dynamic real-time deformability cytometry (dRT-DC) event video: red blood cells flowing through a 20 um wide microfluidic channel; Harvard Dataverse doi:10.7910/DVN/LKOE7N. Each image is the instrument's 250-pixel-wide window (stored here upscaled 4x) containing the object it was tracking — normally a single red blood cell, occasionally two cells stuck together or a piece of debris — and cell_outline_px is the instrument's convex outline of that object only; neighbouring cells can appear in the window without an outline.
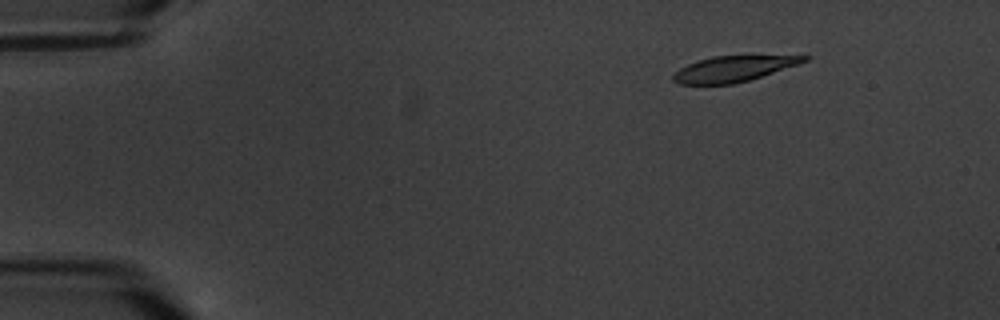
{"species": "common noctule bat (a hibernating species)", "species_latin": "Nyctalus noctula", "temperature_condition": "warm", "stored_images_in_passage": 5, "camera_frame_rate_fps": 3000, "um_per_image_px": 0.085, "animal": {"sex": "male", "body_mass_g": 20.1, "forearm_length_mm": 53.5}, "frame": {"image": 1, "passage_image": 3, "time_ms": 2.333, "image_size_px": [1000, 320], "cell_outline_px": [[812, 56], [808, 60], [748, 80], [732, 84], [680, 84], [672, 80], [672, 76], [680, 68], [688, 64], [712, 56], [752, 52]], "centroid_in_image_um": [62.43, 5.77], "position_along_channel_um": 22.6, "area_um2": 20.4}}
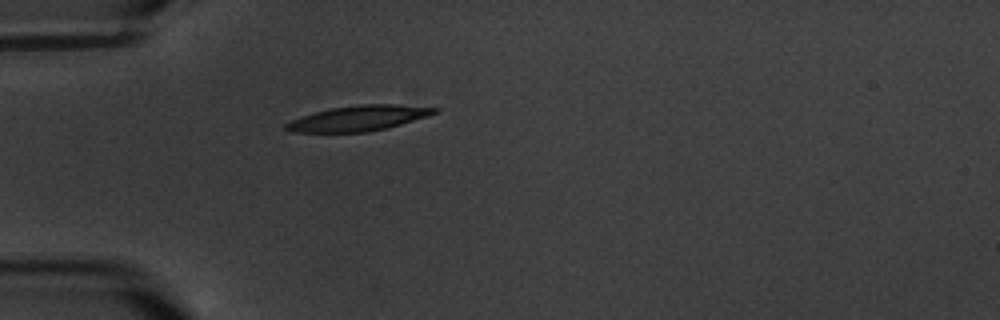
{"frame": {"image": 2, "passage_image": 5, "time_ms": 5.667, "image_size_px": [1000, 320], "cell_outline_px": [[440, 112], [428, 116], [388, 128], [364, 132], [292, 132], [284, 128], [284, 124], [292, 120], [316, 112], [332, 108], [360, 104], [396, 104], [440, 108]], "centroid_in_image_um": [30.54, 10.05], "position_along_channel_um": 54.5, "area_um2": 21.79}}